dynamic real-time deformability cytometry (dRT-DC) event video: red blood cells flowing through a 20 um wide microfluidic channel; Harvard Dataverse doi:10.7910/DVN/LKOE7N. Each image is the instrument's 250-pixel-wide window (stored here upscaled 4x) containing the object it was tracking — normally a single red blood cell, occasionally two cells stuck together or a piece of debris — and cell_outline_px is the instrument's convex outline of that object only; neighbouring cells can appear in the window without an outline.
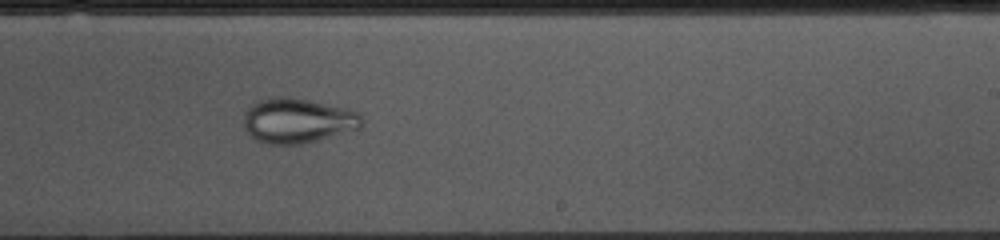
{"species": "common noctule bat (a hibernating species)", "species_latin": "Nyctalus noctula", "temperature_condition": "cold", "stored_images_in_passage": 53, "camera_frame_rate_fps": 3000, "um_per_image_px": 0.085, "animal": {"sex": "female", "body_mass_g": 10.0, "forearm_length_mm": 53.1}, "frame": {"image": 1, "passage_image": 31, "time_ms": 10.0, "image_size_px": [1000, 240], "cell_outline_px": [[364, 124], [360, 128], [316, 140], [300, 144], [268, 144], [256, 140], [244, 128], [244, 112], [252, 104], [260, 100], [276, 96], [288, 96], [308, 100], [344, 108], [360, 112], [364, 120]], "centroid_in_image_um": [25.3, 10.25], "position_along_channel_um": 263.7, "area_um2": 30.81}}
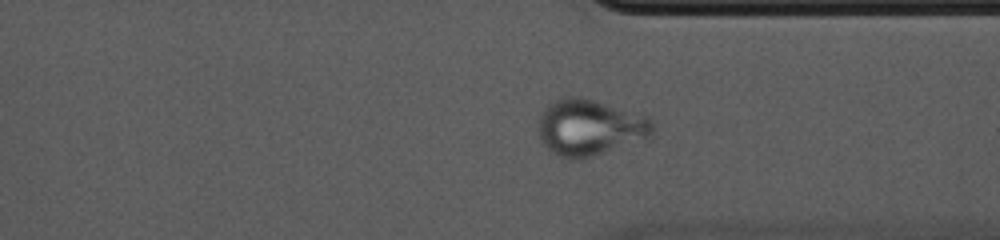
{"frame": {"image": 2, "passage_image": 39, "time_ms": 12.667, "image_size_px": [1000, 240], "cell_outline_px": [[652, 136], [648, 140], [592, 156], [576, 160], [568, 160], [556, 156], [548, 152], [540, 140], [536, 128], [540, 112], [548, 104], [564, 96], [580, 96], [596, 100], [648, 116], [652, 120]], "centroid_in_image_um": [50.09, 10.85], "position_along_channel_um": 361.3, "area_um2": 38.61}}
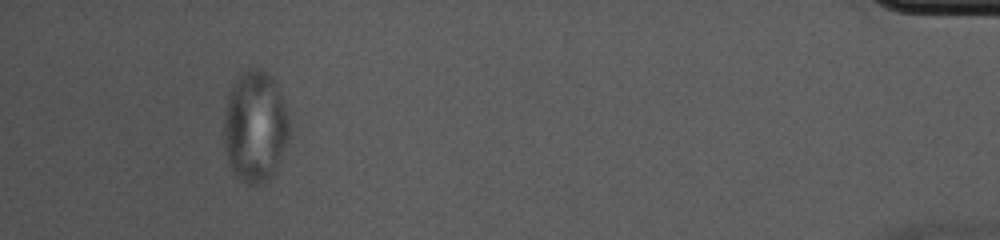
{"frame": {"image": 3, "passage_image": 49, "time_ms": 16.0, "image_size_px": [1000, 240], "cell_outline_px": [[292, 128], [288, 140], [276, 168], [272, 176], [268, 180], [256, 184], [248, 184], [240, 180], [232, 172], [228, 164], [224, 144], [224, 116], [228, 92], [236, 76], [244, 68], [260, 68], [268, 72], [276, 80]], "centroid_in_image_um": [21.68, 10.71], "position_along_channel_um": 413.5, "area_um2": 43.41}}